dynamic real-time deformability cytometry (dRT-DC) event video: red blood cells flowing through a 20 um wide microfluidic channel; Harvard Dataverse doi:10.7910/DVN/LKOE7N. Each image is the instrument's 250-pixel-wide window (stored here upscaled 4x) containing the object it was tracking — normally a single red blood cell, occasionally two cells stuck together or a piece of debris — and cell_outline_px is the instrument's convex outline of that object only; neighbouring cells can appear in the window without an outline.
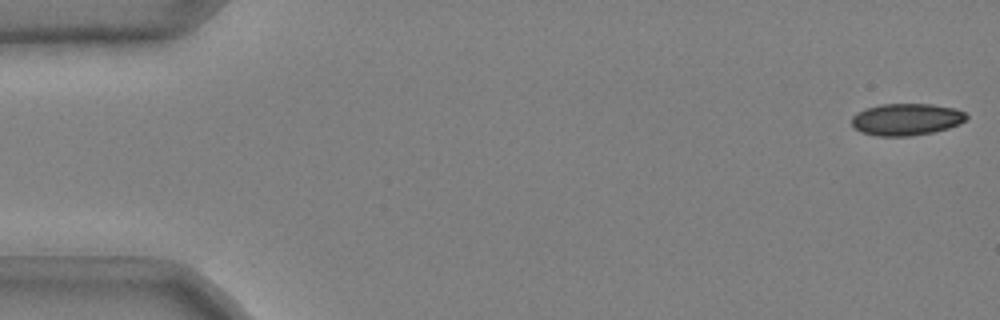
{"species": "common noctule bat (a hibernating species)", "species_latin": "Nyctalus noctula", "temperature_condition": "cold", "stored_images_in_passage": 49, "camera_frame_rate_fps": 3000, "um_per_image_px": 0.085, "animal": {"sex": "male", "body_mass_g": 20.4}, "frame": {"image": 1, "passage_image": 1, "time_ms": 0.0, "image_size_px": [1000, 320], "cell_outline_px": [[968, 116], [960, 124], [948, 128], [932, 132], [912, 136], [876, 136], [860, 132], [852, 124], [852, 116], [856, 112], [864, 108], [880, 104], [932, 104], [956, 108], [964, 112]], "centroid_in_image_um": [77.02, 10.14], "position_along_channel_um": 8.0, "area_um2": 21.5}}
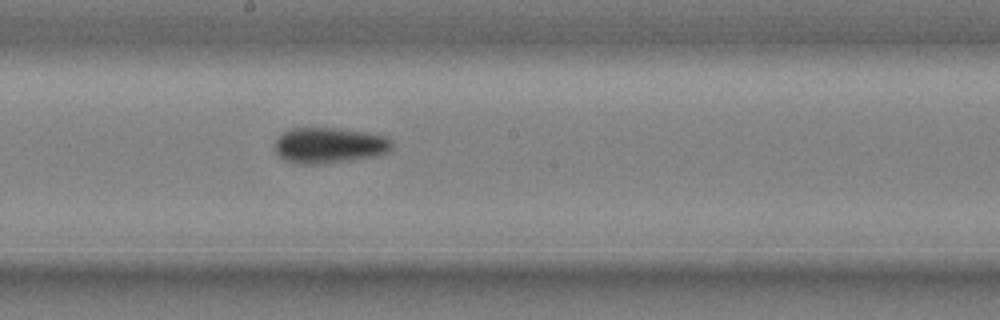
{"frame": {"image": 2, "passage_image": 29, "time_ms": 9.333, "image_size_px": [1000, 320], "cell_outline_px": [[392, 148], [388, 152], [376, 156], [320, 164], [296, 164], [284, 160], [276, 152], [276, 136], [292, 128], [340, 128], [368, 132], [388, 136], [392, 140]], "centroid_in_image_um": [28.01, 12.34], "position_along_channel_um": 220.2, "area_um2": 24.62}}
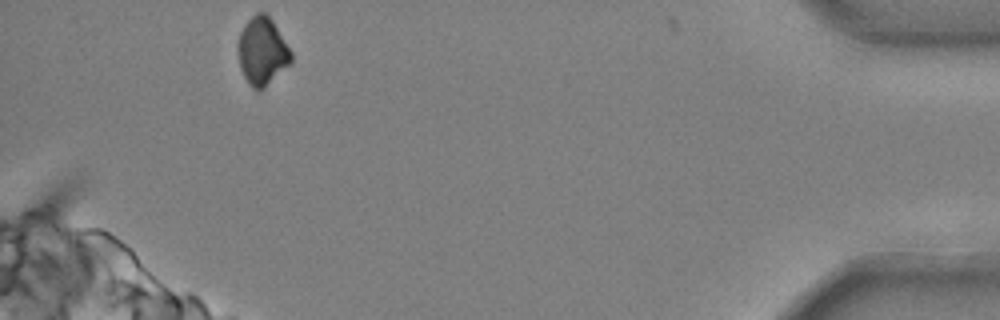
{"frame": {"image": 3, "passage_image": 49, "time_ms": 16.0, "image_size_px": [1000, 320], "cell_outline_px": [[292, 60], [260, 92], [252, 88], [248, 84], [240, 68], [236, 48], [240, 32], [244, 24], [256, 12], [264, 12], [272, 20], [292, 52]], "centroid_in_image_um": [22.25, 4.35], "position_along_channel_um": 413.0, "area_um2": 20.98}, "authors_computed_cell_mechanics": {"area_um2": 23.2356, "velocity_mm_per_s": 3.6993, "shape_relaxation_time_tau1_ms": null, "shape_relaxation_time_tau2_ms": 3.0666, "deformation_change_tau1": null, "deformation_change_tau2": 0.0545}}